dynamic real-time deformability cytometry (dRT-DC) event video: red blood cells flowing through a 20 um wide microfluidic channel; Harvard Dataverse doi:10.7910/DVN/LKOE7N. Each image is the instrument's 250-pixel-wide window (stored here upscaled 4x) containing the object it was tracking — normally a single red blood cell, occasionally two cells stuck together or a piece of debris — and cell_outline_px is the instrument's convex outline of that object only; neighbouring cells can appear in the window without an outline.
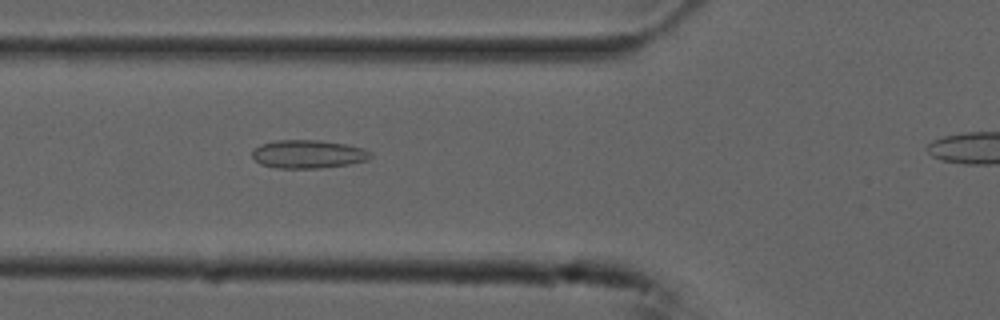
{"species": "common noctule bat (a hibernating species)", "species_latin": "Nyctalus noctula", "temperature_condition": "cold", "stored_images_in_passage": 32, "camera_frame_rate_fps": 3000, "um_per_image_px": 0.085, "animal": {"sex": "male", "forearm_length_mm": 52.5}, "frame": {"image": 1, "passage_image": 4, "time_ms": 1.0, "image_size_px": [1000, 320], "cell_outline_px": [[372, 156], [368, 160], [348, 164], [320, 168], [276, 168], [260, 164], [252, 156], [252, 152], [260, 144], [276, 140], [320, 140], [344, 144], [364, 148], [372, 152]], "centroid_in_image_um": [26.2, 13.1], "position_along_channel_um": 99.6, "area_um2": 19.54}}
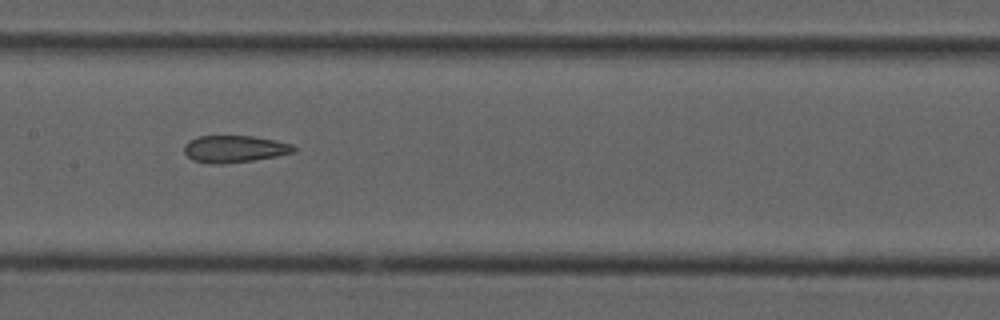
{"frame": {"image": 2, "passage_image": 11, "time_ms": 3.333, "image_size_px": [1000, 320], "cell_outline_px": [[296, 152], [276, 156], [252, 160], [220, 164], [212, 164], [192, 160], [184, 152], [184, 144], [188, 140], [200, 136], [252, 136], [276, 140], [292, 144], [296, 148]], "centroid_in_image_um": [19.92, 12.65], "position_along_channel_um": 187.5, "area_um2": 17.28}}
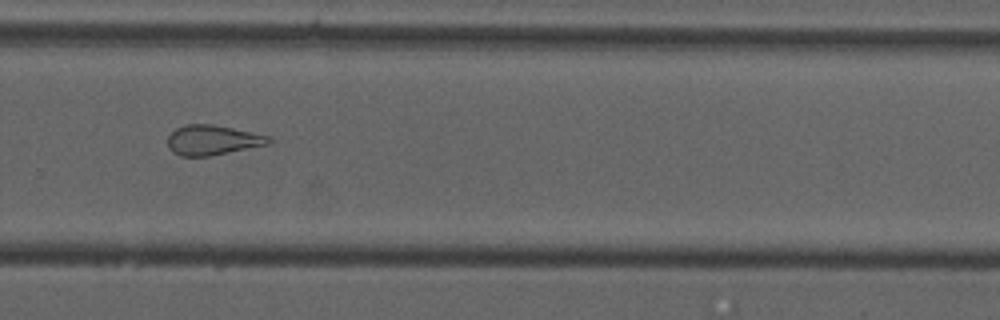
{"frame": {"image": 3, "passage_image": 21, "time_ms": 6.667, "image_size_px": [1000, 320], "cell_outline_px": [[272, 144], [208, 156], [180, 156], [172, 152], [168, 148], [168, 136], [176, 128], [188, 124], [212, 124], [272, 136]], "centroid_in_image_um": [18.1, 11.91], "position_along_channel_um": 311.7, "area_um2": 17.74}, "authors_computed_cell_mechanics": {"area_um2": 17.9469, "velocity_mm_per_s": 3.7418, "shape_relaxation_time_tau1_ms": null, "shape_relaxation_time_tau2_ms": 2.6836, "deformation_change_tau1": null, "deformation_change_tau2": 0.119}}